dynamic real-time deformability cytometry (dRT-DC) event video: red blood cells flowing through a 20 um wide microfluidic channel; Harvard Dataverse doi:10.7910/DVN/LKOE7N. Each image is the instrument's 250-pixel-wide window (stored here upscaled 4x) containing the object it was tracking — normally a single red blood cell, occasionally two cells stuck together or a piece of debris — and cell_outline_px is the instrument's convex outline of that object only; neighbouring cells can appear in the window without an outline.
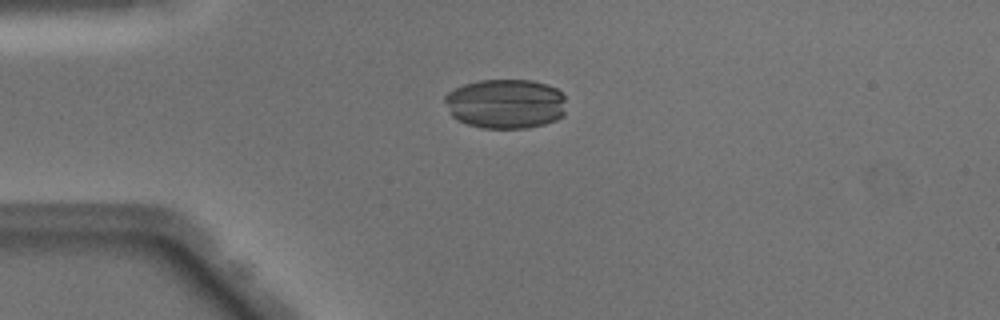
{"species": "Egyptian fruit bat (a non-hibernating species)", "species_latin": "Rousettus aegyptiacus", "temperature_condition": "warm", "stored_images_in_passage": 40, "camera_frame_rate_fps": 3000, "um_per_image_px": 0.085, "animal": {"sex": "male"}, "frame": {"image": 1, "passage_image": 3, "time_ms": 0.667, "image_size_px": [1000, 320], "cell_outline_px": [[564, 116], [556, 120], [544, 124], [528, 128], [484, 128], [468, 124], [456, 120], [452, 116], [444, 100], [444, 96], [448, 92], [464, 84], [480, 80], [532, 80], [548, 84], [556, 88], [564, 96]], "centroid_in_image_um": [42.98, 8.82], "position_along_channel_um": 42.0, "area_um2": 35.26}}
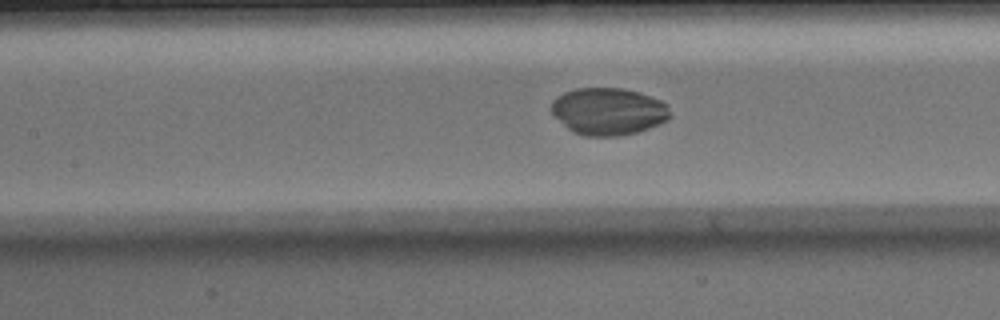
{"frame": {"image": 2, "passage_image": 13, "time_ms": 4.0, "image_size_px": [1000, 320], "cell_outline_px": [[672, 116], [668, 120], [660, 124], [636, 132], [620, 136], [584, 136], [572, 132], [552, 112], [552, 100], [556, 96], [564, 92], [576, 88], [624, 88], [660, 100], [668, 104]], "centroid_in_image_um": [51.73, 9.47], "position_along_channel_um": 155.7, "area_um2": 32.66}}
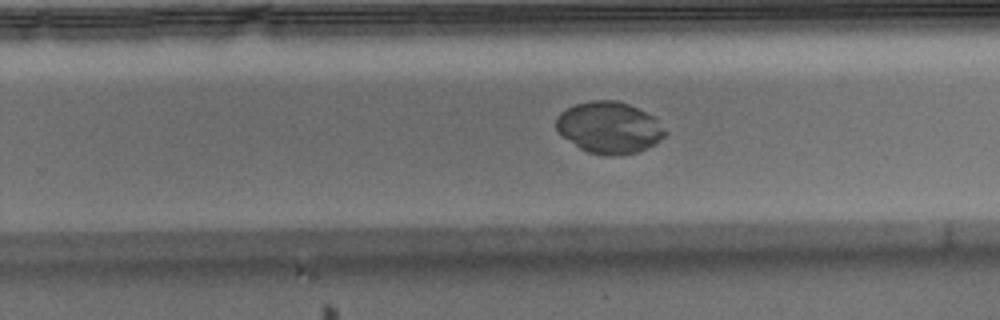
{"frame": {"image": 3, "passage_image": 22, "time_ms": 7.0, "image_size_px": [1000, 320], "cell_outline_px": [[668, 132], [660, 140], [636, 152], [616, 156], [612, 156], [588, 152], [580, 148], [564, 136], [556, 128], [556, 116], [560, 112], [576, 104], [592, 100], [616, 100], [628, 104], [656, 116]], "centroid_in_image_um": [51.81, 10.82], "position_along_channel_um": 278.0, "area_um2": 32.6}}